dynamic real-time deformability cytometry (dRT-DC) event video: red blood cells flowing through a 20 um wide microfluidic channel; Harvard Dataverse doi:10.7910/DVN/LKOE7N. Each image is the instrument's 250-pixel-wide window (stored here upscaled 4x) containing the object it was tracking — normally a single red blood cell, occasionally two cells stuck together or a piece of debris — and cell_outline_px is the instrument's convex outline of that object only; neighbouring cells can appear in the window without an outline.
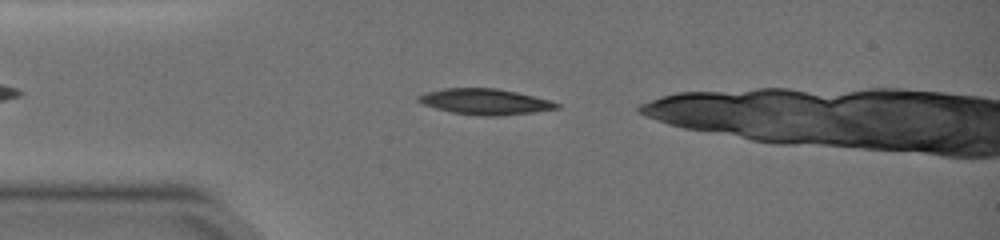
{"species": "common noctule bat (a hibernating species)", "species_latin": "Nyctalus noctula", "temperature_condition": "warm", "stored_images_in_passage": 37, "camera_frame_rate_fps": 3000, "um_per_image_px": 0.085, "animal": {"sex": "female", "body_mass_g": 19.0, "forearm_length_mm": 51.5}, "frame": {"image": 1, "passage_image": 4, "time_ms": 1.0, "image_size_px": [1000, 240], "cell_outline_px": [[560, 108], [532, 112], [500, 116], [480, 116], [452, 112], [436, 108], [424, 104], [416, 100], [416, 96], [424, 92], [444, 88], [496, 88], [516, 92], [548, 100], [560, 104]], "centroid_in_image_um": [41.18, 8.64], "position_along_channel_um": 43.8, "area_um2": 20.69}}
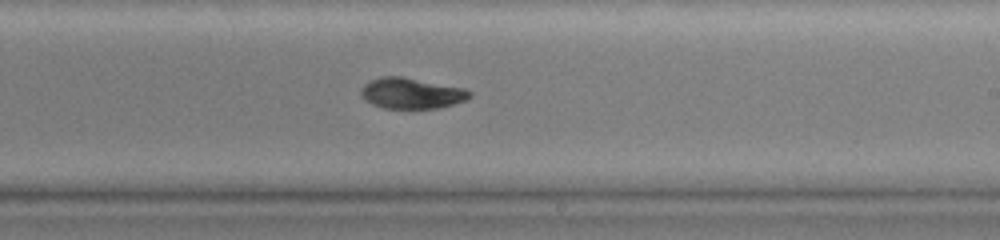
{"frame": {"image": 2, "passage_image": 22, "time_ms": 7.0, "image_size_px": [1000, 240], "cell_outline_px": [[472, 96], [464, 100], [440, 108], [384, 108], [372, 104], [364, 100], [360, 92], [360, 88], [364, 84], [380, 76], [400, 76], [464, 88], [472, 92]], "centroid_in_image_um": [34.95, 7.92], "position_along_channel_um": 254.1, "area_um2": 19.42}}
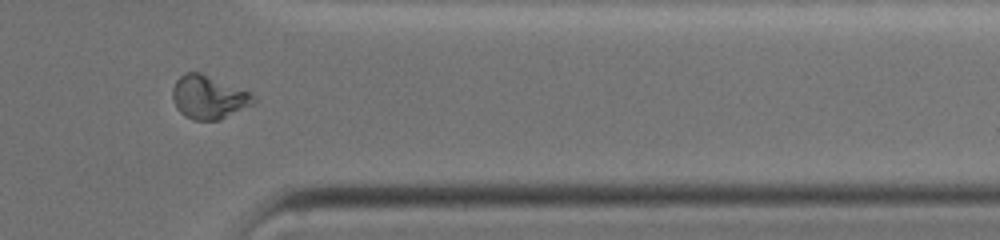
{"frame": {"image": 3, "passage_image": 33, "time_ms": 10.667, "image_size_px": [1000, 240], "cell_outline_px": [[256, 100], [252, 104], [220, 120], [192, 120], [184, 116], [176, 108], [172, 100], [172, 88], [176, 80], [184, 72], [200, 72], [252, 92]], "centroid_in_image_um": [17.71, 8.25], "position_along_channel_um": 393.7, "area_um2": 20.69}}